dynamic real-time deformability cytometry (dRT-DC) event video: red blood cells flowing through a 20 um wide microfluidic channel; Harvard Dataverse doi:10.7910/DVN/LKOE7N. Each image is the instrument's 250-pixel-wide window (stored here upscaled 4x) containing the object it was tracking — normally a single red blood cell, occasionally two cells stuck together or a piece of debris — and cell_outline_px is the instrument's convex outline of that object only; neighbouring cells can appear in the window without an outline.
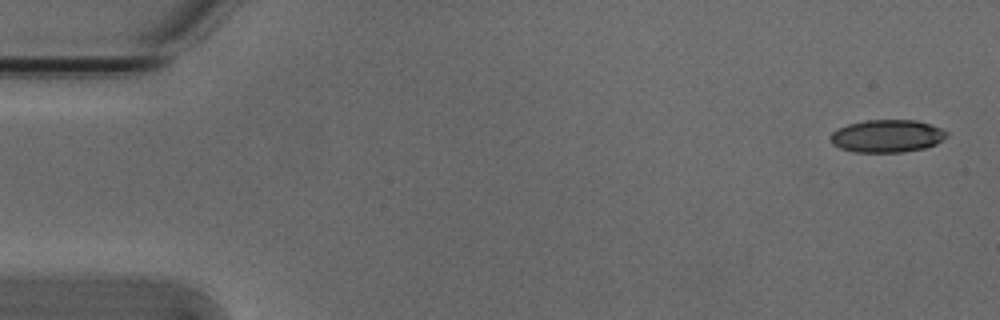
{"species": "Egyptian fruit bat (a non-hibernating species)", "species_latin": "Rousettus aegyptiacus", "temperature_condition": "cold", "stored_images_in_passage": 5, "camera_frame_rate_fps": 3000, "um_per_image_px": 0.085, "animal": {"sex": "male"}, "frame": {"image": 1, "passage_image": 1, "time_ms": 0.0, "image_size_px": [1000, 320], "cell_outline_px": [[948, 136], [936, 144], [924, 148], [900, 152], [852, 152], [840, 148], [832, 144], [828, 136], [836, 128], [848, 124], [864, 120], [916, 120], [940, 128], [948, 132]], "centroid_in_image_um": [75.35, 11.56], "position_along_channel_um": 9.7, "area_um2": 22.25}}